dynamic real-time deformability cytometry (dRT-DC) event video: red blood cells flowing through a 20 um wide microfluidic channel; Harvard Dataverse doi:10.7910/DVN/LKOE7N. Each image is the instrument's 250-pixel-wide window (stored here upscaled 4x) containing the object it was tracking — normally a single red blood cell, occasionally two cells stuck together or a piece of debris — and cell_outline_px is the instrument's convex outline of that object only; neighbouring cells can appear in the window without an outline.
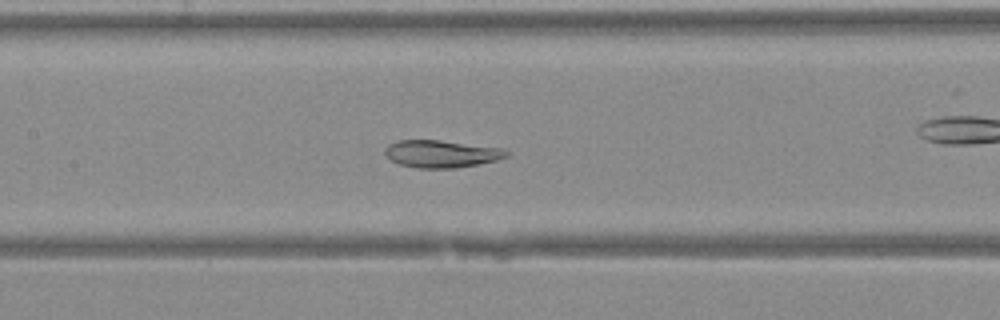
{"species": "Egyptian fruit bat (a non-hibernating species)", "species_latin": "Rousettus aegyptiacus", "temperature_condition": "warm", "stored_images_in_passage": 26, "camera_frame_rate_fps": 3000, "um_per_image_px": 0.085, "animal": {"sex": "female"}, "frame": {"image": 1, "passage_image": 7, "time_ms": 2.0, "image_size_px": [1000, 320], "cell_outline_px": [[508, 156], [496, 160], [456, 168], [416, 168], [400, 164], [392, 160], [384, 152], [384, 148], [388, 144], [396, 140], [440, 140], [504, 148], [508, 152]], "centroid_in_image_um": [37.51, 13.06], "position_along_channel_um": 169.9, "area_um2": 19.36}}
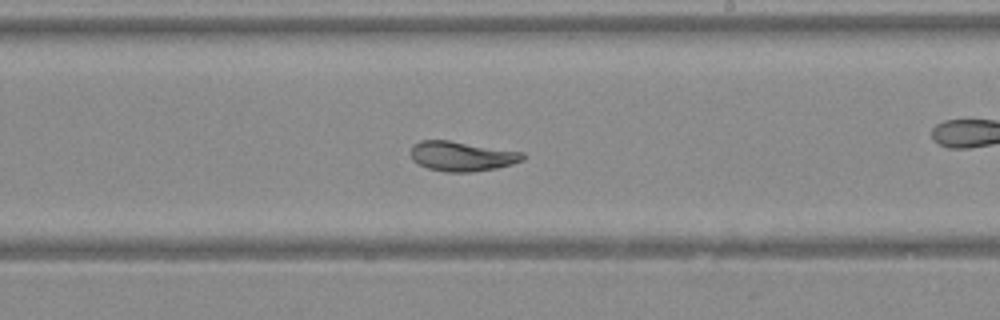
{"frame": {"image": 2, "passage_image": 12, "time_ms": 3.667, "image_size_px": [1000, 320], "cell_outline_px": [[524, 160], [512, 164], [496, 168], [472, 172], [444, 172], [428, 168], [412, 160], [412, 144], [420, 140], [448, 140], [524, 152]], "centroid_in_image_um": [39.27, 13.28], "position_along_channel_um": 249.7, "area_um2": 19.42}}
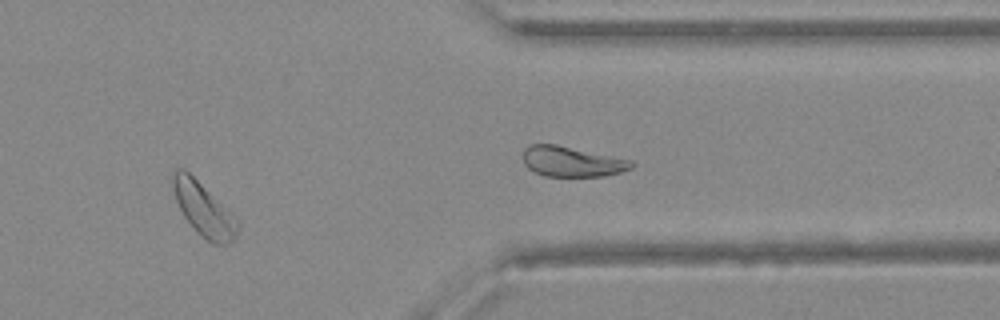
{"frame": {"image": 3, "passage_image": 19, "time_ms": 6.0, "image_size_px": [1000, 320], "cell_outline_px": [[240, 224], [236, 236], [228, 244], [212, 244], [196, 232], [192, 228], [184, 216], [176, 200], [172, 184], [172, 176], [176, 168], [184, 168], [232, 212], [240, 220]], "centroid_in_image_um": [17.34, 17.81], "position_along_channel_um": 394.1, "area_um2": 20.23}}